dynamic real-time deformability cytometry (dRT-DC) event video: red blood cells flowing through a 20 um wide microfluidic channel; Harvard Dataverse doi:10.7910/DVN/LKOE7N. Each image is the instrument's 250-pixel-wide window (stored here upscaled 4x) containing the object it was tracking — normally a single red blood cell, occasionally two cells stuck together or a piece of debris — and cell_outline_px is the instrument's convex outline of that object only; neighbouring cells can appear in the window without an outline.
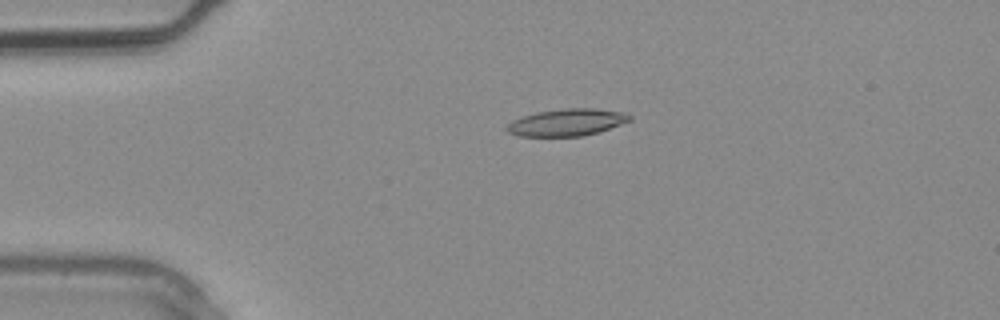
{"species": "common noctule bat (a hibernating species)", "species_latin": "Nyctalus noctula", "temperature_condition": "warm", "stored_images_in_passage": 2, "camera_frame_rate_fps": 3000, "um_per_image_px": 0.085, "animal": {"sex": "male", "body_mass_g": 20.4}, "frame": {"image": 1, "passage_image": 2, "time_ms": 0.333, "image_size_px": [1000, 320], "cell_outline_px": [[632, 120], [596, 132], [580, 136], [520, 136], [508, 132], [504, 128], [512, 120], [536, 112], [564, 108], [596, 108], [624, 112], [632, 116]], "centroid_in_image_um": [48.17, 10.39], "position_along_channel_um": 36.8, "area_um2": 19.25}}